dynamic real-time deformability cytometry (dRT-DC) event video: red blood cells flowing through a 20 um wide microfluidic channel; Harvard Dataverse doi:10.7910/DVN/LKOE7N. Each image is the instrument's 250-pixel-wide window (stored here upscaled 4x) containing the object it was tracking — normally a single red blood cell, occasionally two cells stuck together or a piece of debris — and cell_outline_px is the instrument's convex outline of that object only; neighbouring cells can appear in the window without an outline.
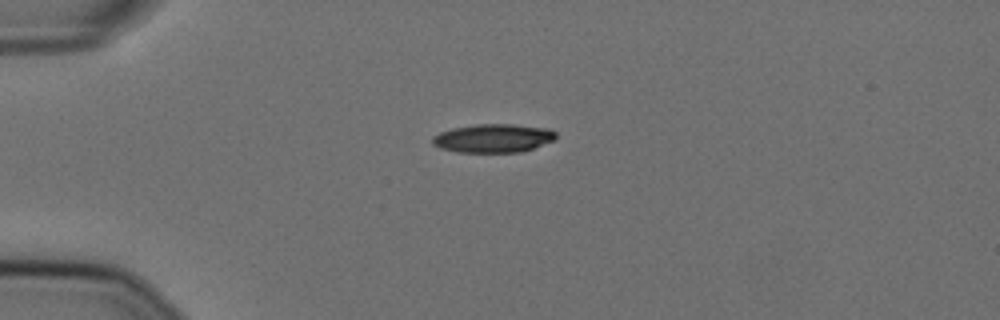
{"species": "Egyptian fruit bat (a non-hibernating species)", "species_latin": "Rousettus aegyptiacus", "temperature_condition": "cold", "stored_images_in_passage": 43, "camera_frame_rate_fps": 3000, "um_per_image_px": 0.085, "animal": {"sex": "female"}, "frame": {"image": 1, "passage_image": 1, "time_ms": 0.0, "image_size_px": [1000, 320], "cell_outline_px": [[556, 140], [520, 152], [456, 152], [440, 148], [432, 144], [432, 136], [440, 132], [452, 128], [476, 124], [512, 124], [548, 128], [556, 132]], "centroid_in_image_um": [41.92, 11.74], "position_along_channel_um": 43.1, "area_um2": 20.63}}
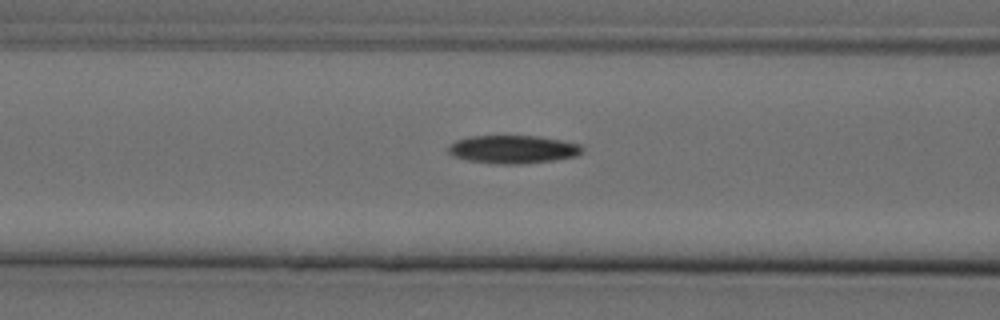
{"frame": {"image": 2, "passage_image": 10, "time_ms": 3.0, "image_size_px": [1000, 320], "cell_outline_px": [[584, 148], [576, 156], [552, 160], [520, 164], [496, 164], [468, 160], [452, 156], [448, 152], [448, 148], [456, 140], [468, 136], [536, 136], [560, 140], [580, 144]], "centroid_in_image_um": [43.57, 12.69], "position_along_channel_um": 123.0, "area_um2": 21.79}}
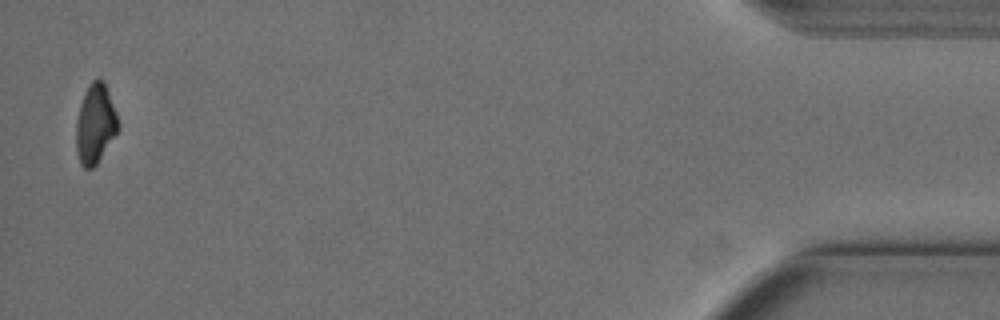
{"frame": {"image": 3, "passage_image": 42, "time_ms": 13.667, "image_size_px": [1000, 320], "cell_outline_px": [[120, 128], [96, 164], [92, 168], [84, 168], [80, 164], [76, 152], [76, 120], [80, 104], [84, 92], [88, 84], [92, 80], [104, 80], [116, 112], [120, 124]], "centroid_in_image_um": [8.09, 10.52], "position_along_channel_um": 427.1, "area_um2": 19.54}}